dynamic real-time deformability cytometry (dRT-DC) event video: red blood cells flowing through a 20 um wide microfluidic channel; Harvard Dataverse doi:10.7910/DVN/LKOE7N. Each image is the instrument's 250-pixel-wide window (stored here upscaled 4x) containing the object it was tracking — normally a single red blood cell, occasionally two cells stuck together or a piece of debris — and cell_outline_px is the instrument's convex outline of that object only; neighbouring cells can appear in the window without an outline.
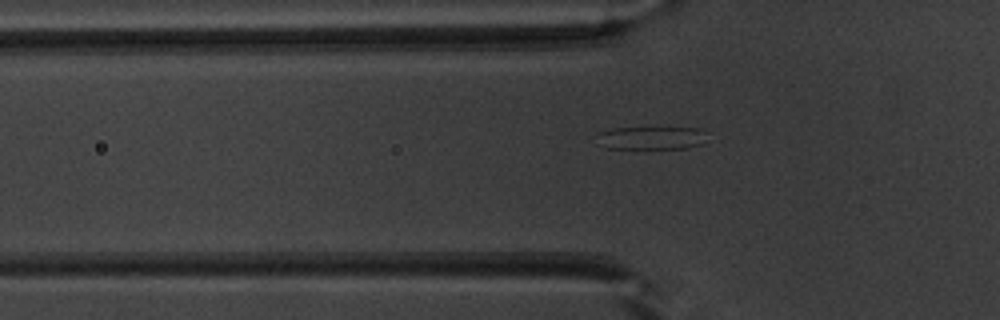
{"species": "common noctule bat (a hibernating species)", "species_latin": "Nyctalus noctula", "temperature_condition": "warm", "stored_images_in_passage": 38, "camera_frame_rate_fps": 3000, "um_per_image_px": 0.085, "animal": {"sex": "male", "body_mass_g": 20.1, "forearm_length_mm": 53.5}, "frame": {"image": 1, "passage_image": 7, "time_ms": 2.0, "image_size_px": [1000, 320], "cell_outline_px": [[704, 144], [688, 148], [604, 148], [596, 144], [596, 132], [612, 128], [704, 128]], "centroid_in_image_um": [55.28, 11.72], "position_along_channel_um": 70.5, "area_um2": 15.03}}
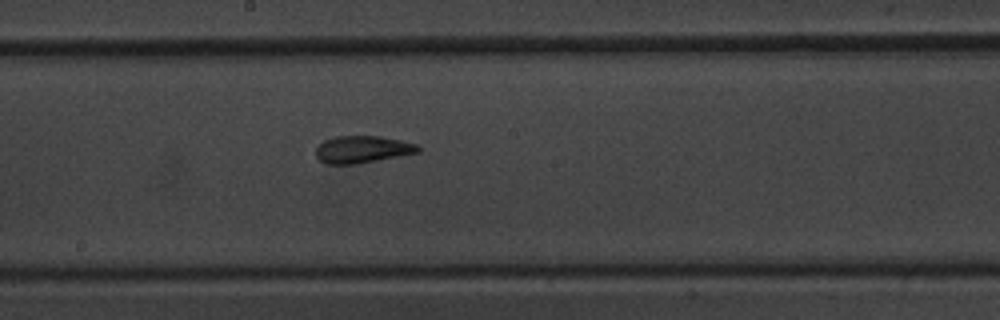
{"frame": {"image": 2, "passage_image": 18, "time_ms": 5.667, "image_size_px": [1000, 320], "cell_outline_px": [[420, 152], [356, 164], [328, 164], [320, 160], [316, 156], [316, 148], [324, 140], [336, 136], [380, 136], [400, 140], [416, 144], [420, 148]], "centroid_in_image_um": [30.79, 12.69], "position_along_channel_um": 217.4, "area_um2": 16.07}}
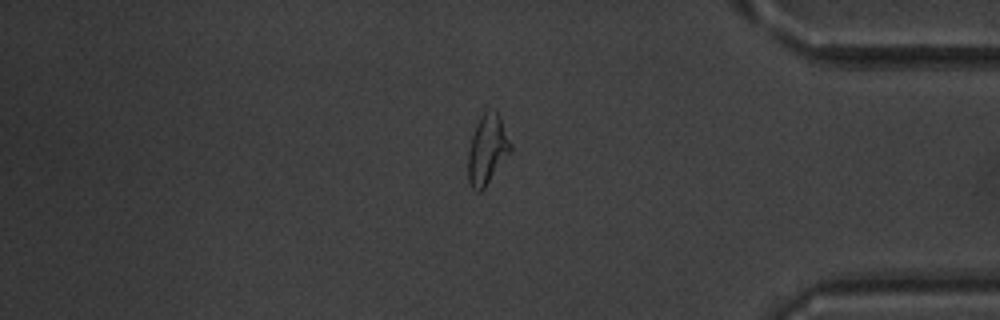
{"frame": {"image": 3, "passage_image": 33, "time_ms": 10.667, "image_size_px": [1000, 320], "cell_outline_px": [[512, 148], [484, 188], [480, 192], [476, 192], [472, 188], [468, 180], [468, 152], [472, 136], [476, 124], [480, 116], [484, 112], [496, 112], [500, 116], [512, 144]], "centroid_in_image_um": [41.4, 12.72], "position_along_channel_um": 393.8, "area_um2": 16.88}}